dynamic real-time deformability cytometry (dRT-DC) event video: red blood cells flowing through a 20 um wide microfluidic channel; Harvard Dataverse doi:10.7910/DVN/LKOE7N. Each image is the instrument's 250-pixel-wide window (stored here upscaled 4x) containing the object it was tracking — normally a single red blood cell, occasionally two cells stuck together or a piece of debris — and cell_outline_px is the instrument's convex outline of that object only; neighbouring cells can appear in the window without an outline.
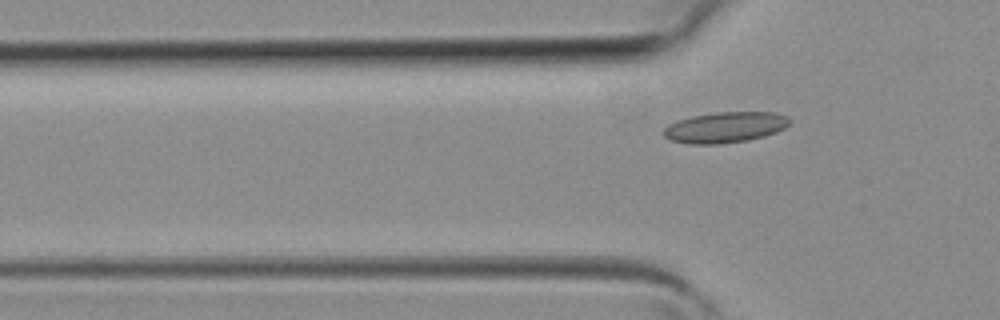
{"species": "common noctule bat (a hibernating species)", "species_latin": "Nyctalus noctula", "temperature_condition": "room temperature", "stored_images_in_passage": 5, "camera_frame_rate_fps": 3000, "um_per_image_px": 0.085, "animal": {"sex": "female", "body_mass_g": 19.3, "forearm_length_mm": 54.1}, "frame": {"image": 1, "passage_image": 5, "time_ms": 1.333, "image_size_px": [1000, 320], "cell_outline_px": [[792, 120], [784, 128], [776, 132], [764, 136], [748, 140], [716, 144], [688, 144], [672, 140], [664, 136], [660, 132], [668, 124], [676, 120], [692, 116], [716, 112], [776, 112], [788, 116]], "centroid_in_image_um": [61.62, 10.81], "position_along_channel_um": 64.2, "area_um2": 22.77}}